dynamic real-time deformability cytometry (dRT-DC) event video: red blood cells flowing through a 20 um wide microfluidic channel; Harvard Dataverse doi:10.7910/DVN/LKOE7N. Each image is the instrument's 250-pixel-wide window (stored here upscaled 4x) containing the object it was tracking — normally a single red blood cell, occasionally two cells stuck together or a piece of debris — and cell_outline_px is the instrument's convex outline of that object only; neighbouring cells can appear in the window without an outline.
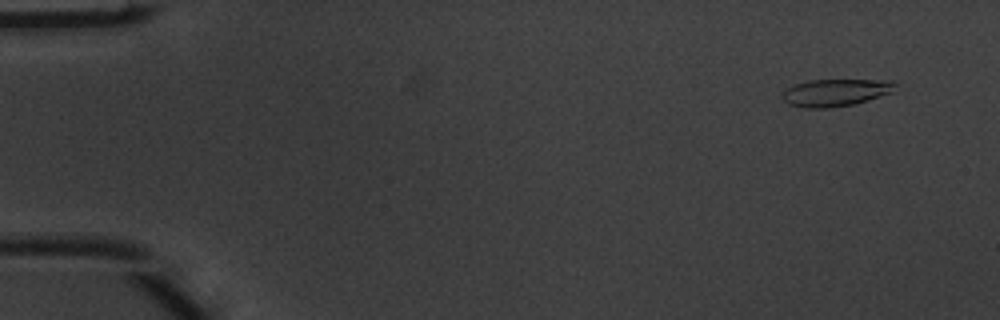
{"species": "common noctule bat (a hibernating species)", "species_latin": "Nyctalus noctula", "temperature_condition": "warm", "stored_images_in_passage": 5, "camera_frame_rate_fps": 3000, "um_per_image_px": 0.085, "animal": {"sex": "male", "body_mass_g": 20.1, "forearm_length_mm": 53.5}, "frame": {"image": 1, "passage_image": 2, "time_ms": 0.333, "image_size_px": [1000, 320], "cell_outline_px": [[896, 84], [892, 92], [868, 100], [852, 104], [828, 108], [804, 108], [788, 104], [780, 96], [780, 92], [796, 84], [808, 80], [892, 80]], "centroid_in_image_um": [70.97, 7.87], "position_along_channel_um": 14.0, "area_um2": 17.92}}